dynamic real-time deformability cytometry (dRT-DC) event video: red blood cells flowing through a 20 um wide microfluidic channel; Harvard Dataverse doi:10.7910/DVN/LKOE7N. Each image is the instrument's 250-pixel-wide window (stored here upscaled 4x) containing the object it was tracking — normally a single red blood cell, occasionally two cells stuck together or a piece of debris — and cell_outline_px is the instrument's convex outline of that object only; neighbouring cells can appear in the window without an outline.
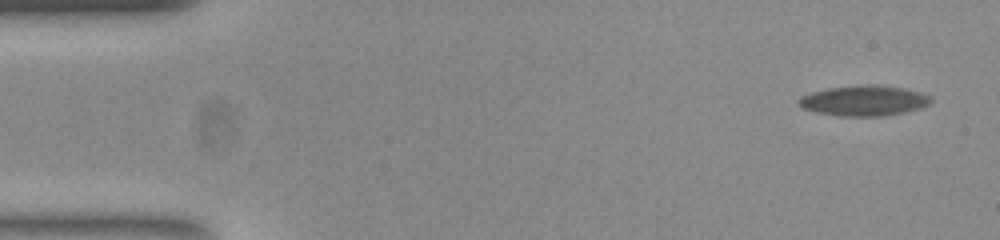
{"species": "common noctule bat (a hibernating species)", "species_latin": "Nyctalus noctula", "temperature_condition": "room temperature", "stored_images_in_passage": 53, "camera_frame_rate_fps": 3000, "um_per_image_px": 0.085, "animal": {"sex": "female", "body_mass_g": 23.0, "forearm_length_mm": 53.4}, "frame": {"image": 1, "passage_image": 1, "time_ms": 0.0, "image_size_px": [1000, 240], "cell_outline_px": [[932, 100], [928, 104], [920, 108], [880, 116], [840, 116], [820, 112], [804, 108], [796, 100], [800, 96], [812, 92], [828, 88], [904, 88], [920, 92], [928, 96]], "centroid_in_image_um": [73.4, 8.6], "position_along_channel_um": 11.6, "area_um2": 21.79}}
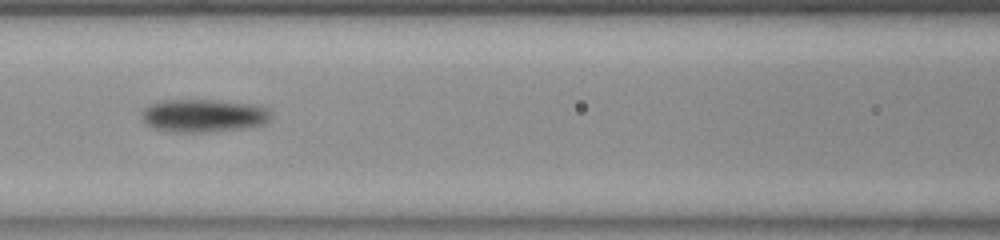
{"frame": {"image": 2, "passage_image": 22, "time_ms": 7.0, "image_size_px": [1000, 240], "cell_outline_px": [[272, 116], [264, 124], [256, 128], [212, 132], [176, 132], [156, 128], [148, 124], [144, 120], [140, 112], [148, 104], [164, 100], [216, 100], [256, 104], [268, 108]], "centroid_in_image_um": [17.38, 9.83], "position_along_channel_um": 149.2, "area_um2": 25.32}}
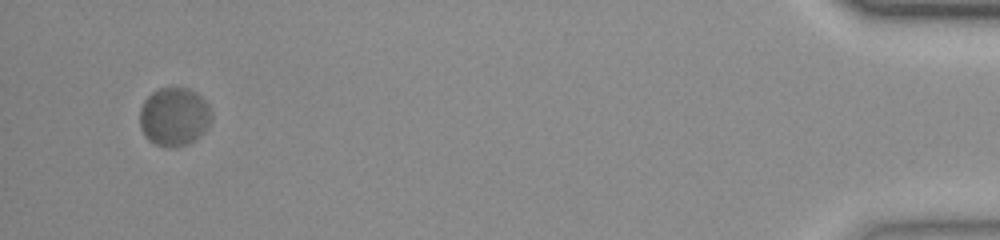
{"frame": {"image": 3, "passage_image": 51, "time_ms": 16.667, "image_size_px": [1000, 240], "cell_outline_px": [[212, 116], [204, 132], [196, 140], [188, 144], [176, 148], [168, 148], [156, 144], [148, 140], [144, 136], [140, 128], [140, 108], [144, 100], [152, 92], [160, 88], [188, 88], [196, 92], [208, 104], [212, 112]], "centroid_in_image_um": [14.8, 9.94], "position_along_channel_um": 420.4, "area_um2": 24.74}, "authors_computed_cell_mechanics": {"area_um2": 23.3512, "velocity_mm_per_s": 3.6865, "shape_relaxation_time_tau1_ms": 2.7582, "shape_relaxation_time_tau2_ms": null, "deformation_change_tau1": 0.0845, "deformation_change_tau2": null}}